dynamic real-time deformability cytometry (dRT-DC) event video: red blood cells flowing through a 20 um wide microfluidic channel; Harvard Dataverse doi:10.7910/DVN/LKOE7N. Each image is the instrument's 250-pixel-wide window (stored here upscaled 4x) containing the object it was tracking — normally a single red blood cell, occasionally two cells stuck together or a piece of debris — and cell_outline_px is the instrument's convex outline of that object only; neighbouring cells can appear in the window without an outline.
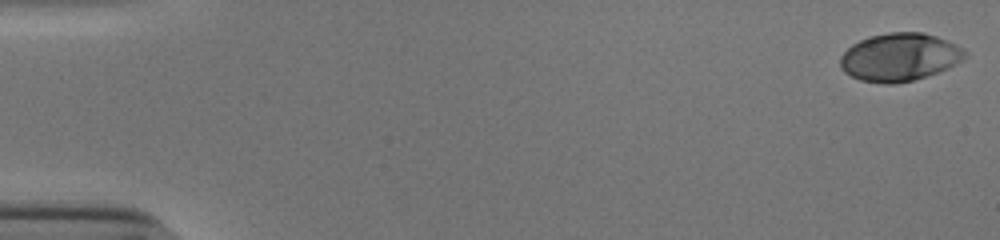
{"species": "human", "species_latin": "Homo sapiens", "temperature_condition": "cold", "stored_images_in_passage": 45, "camera_frame_rate_fps": 3000, "um_per_image_px": 0.085, "donor": {"sex": "male"}, "frame": {"image": 1, "passage_image": 1, "time_ms": 0.0, "image_size_px": [1000, 240], "cell_outline_px": [[968, 56], [948, 68], [912, 80], [892, 84], [888, 84], [860, 80], [844, 72], [840, 68], [840, 56], [852, 44], [868, 36], [888, 32], [924, 32], [936, 36], [964, 48], [968, 52]], "centroid_in_image_um": [76.46, 4.84], "position_along_channel_um": 8.5, "area_um2": 34.8}}
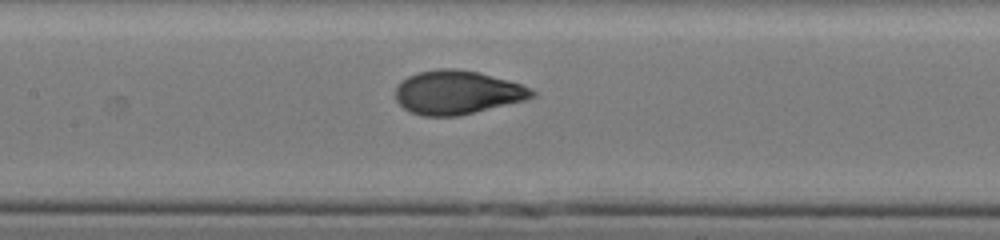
{"frame": {"image": 2, "passage_image": 26, "time_ms": 8.333, "image_size_px": [1000, 240], "cell_outline_px": [[536, 96], [524, 100], [460, 116], [424, 116], [412, 112], [404, 108], [396, 100], [396, 88], [408, 76], [416, 72], [436, 68], [456, 68], [480, 72], [508, 80], [532, 88], [536, 92]], "centroid_in_image_um": [38.88, 7.84], "position_along_channel_um": 168.5, "area_um2": 34.85}}
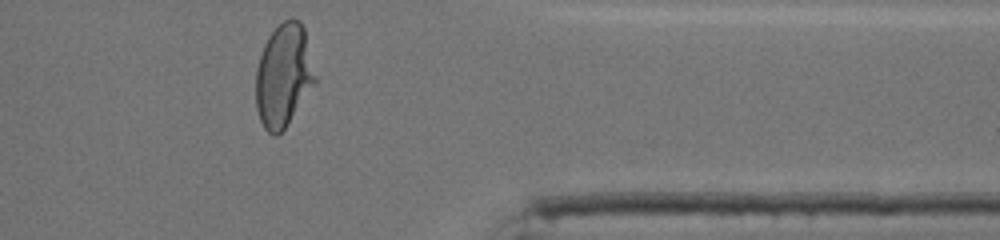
{"frame": {"image": 3, "passage_image": 44, "time_ms": 14.333, "image_size_px": [1000, 240], "cell_outline_px": [[316, 84], [284, 128], [276, 136], [272, 136], [264, 128], [260, 120], [256, 108], [256, 68], [264, 44], [268, 36], [284, 20], [292, 16], [300, 20], [304, 28], [316, 76]], "centroid_in_image_um": [24.11, 6.41], "position_along_channel_um": 387.3, "area_um2": 35.66}, "authors_computed_cell_mechanics": {"area_um2": 34.3332, "velocity_mm_per_s": 3.8742, "shape_relaxation_time_tau1_ms": 4.3197, "shape_relaxation_time_tau2_ms": null, "deformation_change_tau1": 0.2128, "deformation_change_tau2": null}}